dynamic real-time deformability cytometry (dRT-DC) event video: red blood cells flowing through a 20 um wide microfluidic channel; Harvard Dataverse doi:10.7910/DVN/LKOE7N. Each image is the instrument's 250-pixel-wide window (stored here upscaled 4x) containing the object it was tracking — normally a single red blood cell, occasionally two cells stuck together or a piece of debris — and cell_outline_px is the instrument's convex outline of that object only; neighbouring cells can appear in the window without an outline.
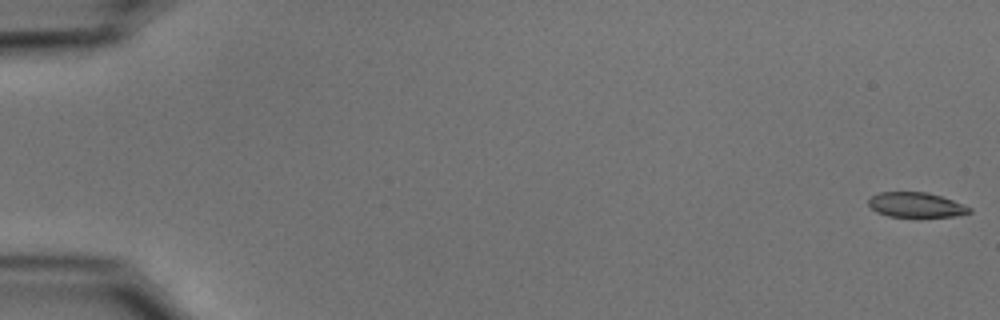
{"species": "common noctule bat (a hibernating species)", "species_latin": "Nyctalus noctula", "temperature_condition": "cold", "stored_images_in_passage": 55, "camera_frame_rate_fps": 3000, "um_per_image_px": 0.085, "animal": {"sex": "male", "body_mass_g": 15.6}, "frame": {"image": 1, "passage_image": 1, "time_ms": 0.0, "image_size_px": [1000, 320], "cell_outline_px": [[972, 212], [956, 216], [888, 216], [876, 212], [868, 204], [868, 200], [872, 196], [880, 192], [928, 192], [952, 200], [972, 208]], "centroid_in_image_um": [77.85, 17.41], "position_along_channel_um": 7.1, "area_um2": 14.45}}
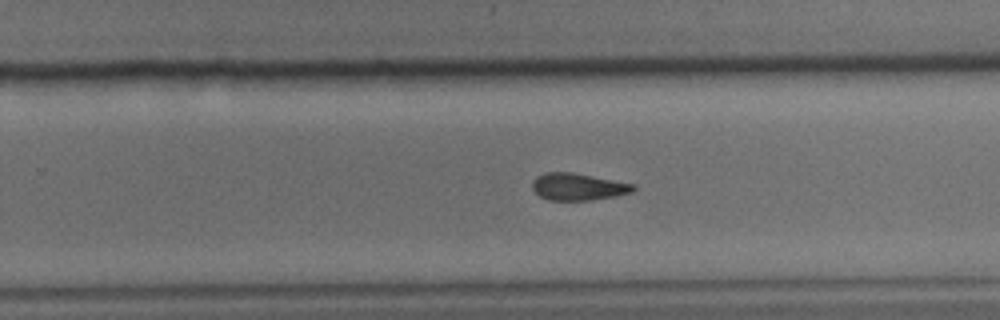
{"frame": {"image": 2, "passage_image": 36, "time_ms": 11.667, "image_size_px": [1000, 320], "cell_outline_px": [[636, 188], [632, 192], [616, 196], [592, 200], [548, 200], [540, 196], [532, 188], [532, 180], [536, 176], [544, 172], [572, 172], [636, 184]], "centroid_in_image_um": [49.14, 15.87], "position_along_channel_um": 280.7, "area_um2": 16.07}}
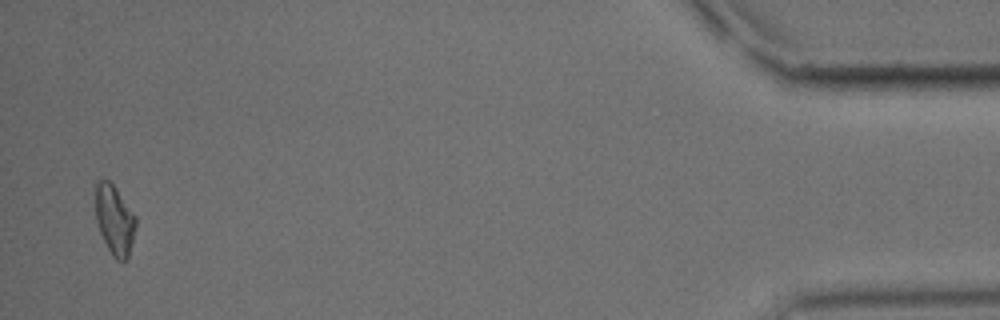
{"frame": {"image": 3, "passage_image": 54, "time_ms": 17.667, "image_size_px": [1000, 320], "cell_outline_px": [[136, 228], [128, 260], [116, 260], [112, 256], [100, 232], [96, 220], [96, 180], [108, 180], [116, 188], [136, 216]], "centroid_in_image_um": [9.76, 18.71], "position_along_channel_um": 425.4, "area_um2": 16.36}, "authors_computed_cell_mechanics": {"area_um2": 16.2996, "velocity_mm_per_s": 3.7113, "shape_relaxation_time_tau1_ms": null, "shape_relaxation_time_tau2_ms": 7.0892, "deformation_change_tau1": null, "deformation_change_tau2": 0.154}}